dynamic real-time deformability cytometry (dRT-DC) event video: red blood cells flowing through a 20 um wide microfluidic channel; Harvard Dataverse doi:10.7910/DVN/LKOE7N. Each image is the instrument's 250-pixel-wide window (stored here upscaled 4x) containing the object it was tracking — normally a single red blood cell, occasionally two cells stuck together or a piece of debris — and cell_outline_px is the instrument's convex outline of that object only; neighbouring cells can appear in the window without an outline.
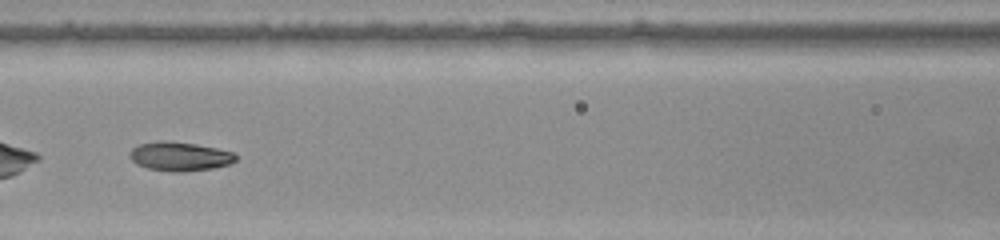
{"species": "common noctule bat (a hibernating species)", "species_latin": "Nyctalus noctula", "temperature_condition": "warm", "stored_images_in_passage": 41, "camera_frame_rate_fps": 3000, "um_per_image_px": 0.085, "animal": {"sex": "female", "body_mass_g": 22.0, "forearm_length_mm": 56.7}, "frame": {"image": 1, "passage_image": 18, "time_ms": 5.667, "image_size_px": [1000, 240], "cell_outline_px": [[236, 160], [228, 164], [212, 168], [184, 172], [176, 172], [148, 168], [136, 164], [128, 156], [128, 152], [132, 148], [140, 144], [156, 140], [164, 140], [196, 144], [236, 152]], "centroid_in_image_um": [15.25, 13.28], "position_along_channel_um": 151.3, "area_um2": 18.03}}
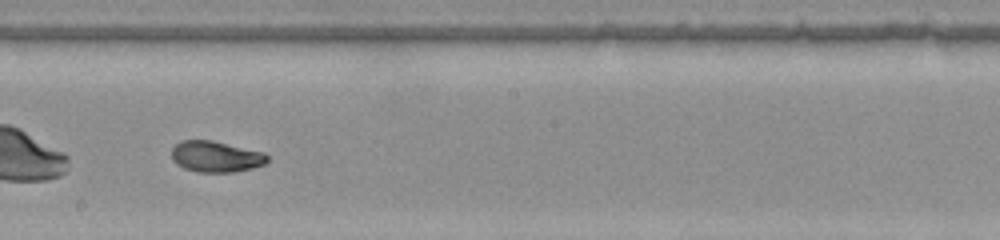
{"frame": {"image": 2, "passage_image": 24, "time_ms": 7.667, "image_size_px": [1000, 240], "cell_outline_px": [[268, 160], [264, 164], [252, 168], [232, 172], [196, 172], [184, 168], [176, 164], [172, 160], [172, 148], [180, 140], [212, 140], [264, 152], [268, 156]], "centroid_in_image_um": [18.33, 13.31], "position_along_channel_um": 229.9, "area_um2": 17.4}}
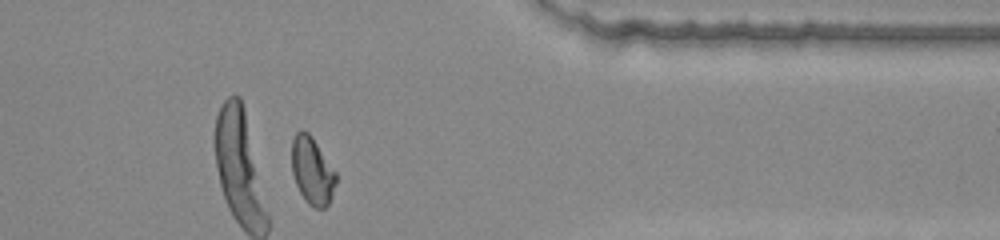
{"frame": {"image": 3, "passage_image": 37, "time_ms": 12.0, "image_size_px": [1000, 240], "cell_outline_px": [[336, 184], [332, 196], [328, 204], [324, 208], [316, 208], [308, 204], [304, 200], [296, 184], [292, 172], [292, 140], [296, 132], [308, 132], [312, 136], [336, 172]], "centroid_in_image_um": [26.54, 14.54], "position_along_channel_um": 384.9, "area_um2": 17.28}, "authors_computed_cell_mechanics": {"area_um2": 17.7446, "velocity_mm_per_s": 3.9505, "shape_relaxation_time_tau1_ms": 4.0702, "shape_relaxation_time_tau2_ms": 1.8079, "deformation_change_tau1": 0.1918, "deformation_change_tau2": 0.0612}}